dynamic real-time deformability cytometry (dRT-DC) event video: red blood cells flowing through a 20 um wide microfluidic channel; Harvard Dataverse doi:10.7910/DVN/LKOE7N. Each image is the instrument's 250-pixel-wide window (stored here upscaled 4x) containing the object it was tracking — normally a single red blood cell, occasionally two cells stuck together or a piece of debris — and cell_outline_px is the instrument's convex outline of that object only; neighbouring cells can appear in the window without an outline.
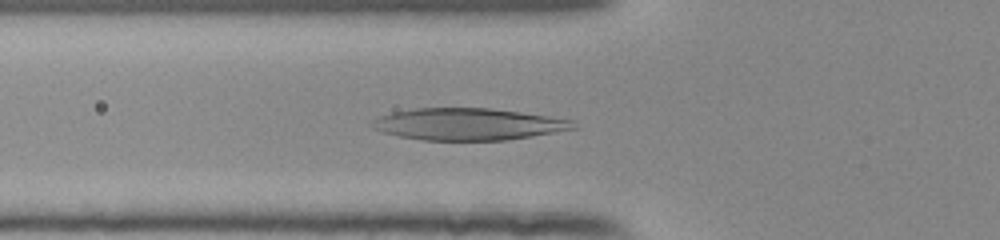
{"species": "human", "species_latin": "Homo sapiens", "temperature_condition": "room temperature", "stored_images_in_passage": 53, "camera_frame_rate_fps": 3000, "um_per_image_px": 0.085, "donor": {"sex": "female"}, "frame": {"image": 1, "passage_image": 20, "time_ms": 6.333, "image_size_px": [1000, 240], "cell_outline_px": [[576, 128], [532, 136], [508, 140], [424, 140], [400, 136], [380, 132], [372, 128], [368, 124], [372, 120], [380, 116], [392, 112], [416, 108], [492, 108], [548, 116], [572, 120]], "centroid_in_image_um": [39.73, 10.55], "position_along_channel_um": 86.1, "area_um2": 37.34}}
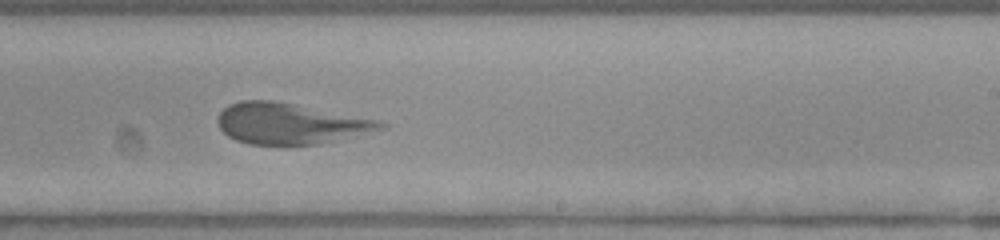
{"frame": {"image": 2, "passage_image": 34, "time_ms": 11.0, "image_size_px": [1000, 240], "cell_outline_px": [[388, 128], [316, 144], [248, 144], [236, 140], [228, 136], [220, 128], [216, 120], [220, 112], [228, 104], [240, 100], [272, 100], [380, 120], [388, 124]], "centroid_in_image_um": [24.65, 10.49], "position_along_channel_um": 264.4, "area_um2": 38.55}}
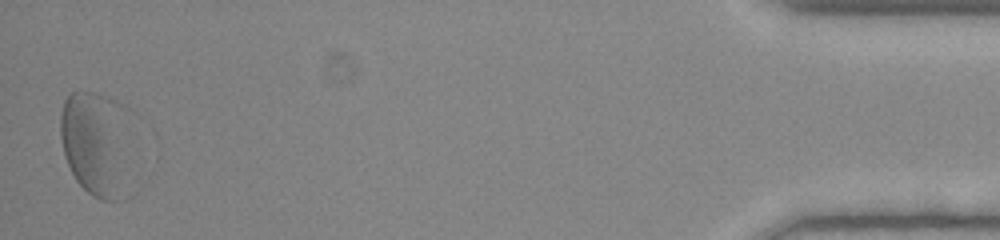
{"frame": {"image": 3, "passage_image": 53, "time_ms": 17.333, "image_size_px": [1000, 240], "cell_outline_px": [[136, 192], [132, 196], [124, 200], [100, 200], [92, 196], [76, 180], [64, 156], [60, 136], [60, 116], [64, 100], [72, 92], [92, 92], [116, 100], [124, 104], [128, 108]], "centroid_in_image_um": [8.37, 12.32], "position_along_channel_um": 426.8, "area_um2": 47.45}, "authors_computed_cell_mechanics": {"area_um2": 40.1132, "velocity_mm_per_s": 3.8289, "shape_relaxation_time_tau1_ms": 2.6527, "shape_relaxation_time_tau2_ms": 1.2009, "deformation_change_tau1": 0.157, "deformation_change_tau2": 0.0842}}